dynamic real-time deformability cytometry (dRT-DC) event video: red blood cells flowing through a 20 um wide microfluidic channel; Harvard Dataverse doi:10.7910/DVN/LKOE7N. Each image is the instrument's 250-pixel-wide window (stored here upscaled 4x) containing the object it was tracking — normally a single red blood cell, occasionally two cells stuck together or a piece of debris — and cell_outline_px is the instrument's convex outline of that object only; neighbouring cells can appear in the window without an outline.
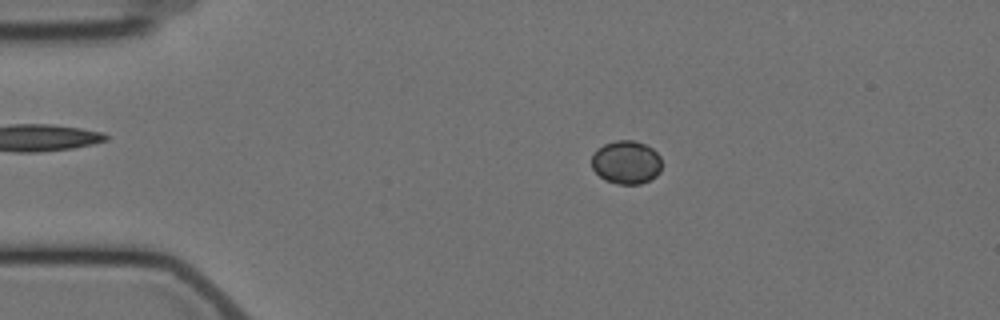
{"species": "Egyptian fruit bat (a non-hibernating species)", "species_latin": "Rousettus aegyptiacus", "temperature_condition": "cold", "stored_images_in_passage": 6, "camera_frame_rate_fps": 3000, "um_per_image_px": 0.085, "animal": {"sex": "female"}, "frame": {"image": 1, "passage_image": 2, "time_ms": 1.0, "image_size_px": [1000, 320], "cell_outline_px": [[660, 172], [656, 176], [640, 184], [616, 184], [604, 180], [592, 168], [592, 152], [596, 148], [604, 144], [616, 140], [632, 140], [644, 144], [652, 148], [660, 156]], "centroid_in_image_um": [53.2, 13.79], "position_along_channel_um": 31.8, "area_um2": 17.8}}
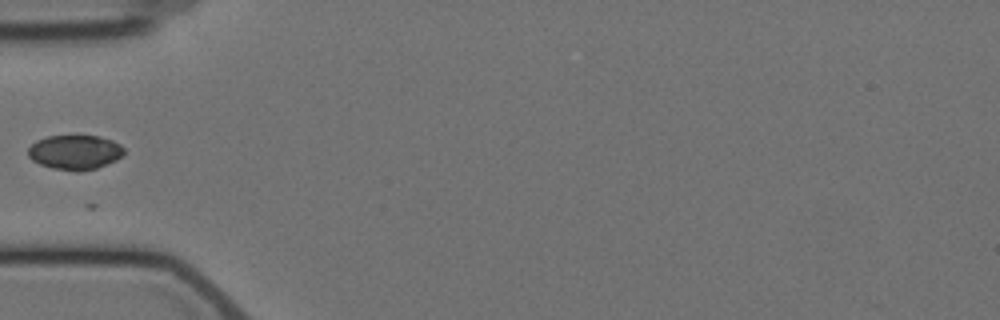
{"frame": {"image": 2, "passage_image": 4, "time_ms": 3.667, "image_size_px": [1000, 320], "cell_outline_px": [[124, 152], [116, 160], [96, 168], [80, 172], [76, 172], [52, 168], [40, 164], [32, 160], [28, 156], [28, 148], [36, 140], [48, 136], [76, 132], [100, 136], [112, 140], [120, 144], [124, 148]], "centroid_in_image_um": [6.36, 12.89], "position_along_channel_um": 78.6, "area_um2": 20.11}}
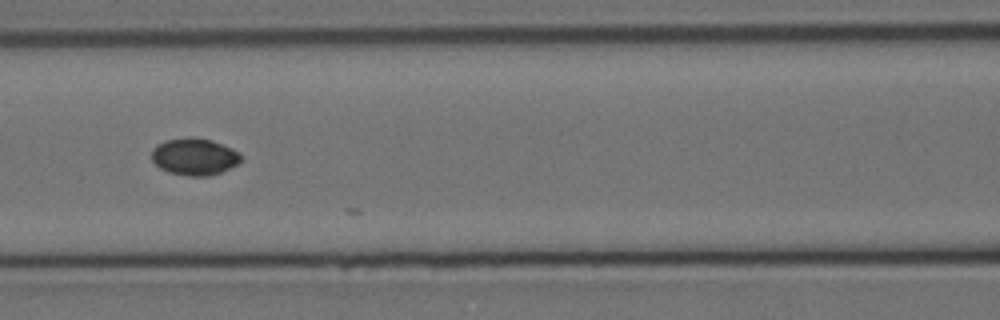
{"frame": {"image": 3, "passage_image": 6, "time_ms": 5.667, "image_size_px": [1000, 320], "cell_outline_px": [[244, 156], [236, 164], [220, 172], [208, 176], [188, 176], [168, 172], [160, 168], [152, 160], [152, 148], [156, 144], [164, 140], [192, 136], [212, 140], [232, 148], [240, 152]], "centroid_in_image_um": [16.51, 13.29], "position_along_channel_um": 150.1, "area_um2": 19.42}}